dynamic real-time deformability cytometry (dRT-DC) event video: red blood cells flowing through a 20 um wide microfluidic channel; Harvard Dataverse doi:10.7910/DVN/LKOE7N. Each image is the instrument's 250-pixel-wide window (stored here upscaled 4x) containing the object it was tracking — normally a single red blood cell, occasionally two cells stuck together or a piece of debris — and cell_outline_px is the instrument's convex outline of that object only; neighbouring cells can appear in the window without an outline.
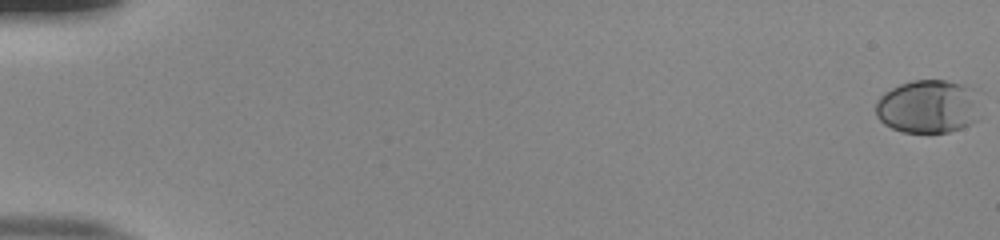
{"species": "human", "species_latin": "Homo sapiens", "temperature_condition": "room temperature", "stored_images_in_passage": 20, "camera_frame_rate_fps": 3000, "um_per_image_px": 0.085, "donor": {"sex": "male"}, "frame": {"image": 1, "passage_image": 1, "time_ms": 0.0, "image_size_px": [1000, 240], "cell_outline_px": [[976, 120], [960, 128], [948, 132], [904, 132], [892, 128], [884, 124], [876, 116], [876, 100], [884, 92], [900, 84], [912, 80], [944, 80], [960, 84], [972, 88]], "centroid_in_image_um": [78.77, 9.05], "position_along_channel_um": 6.2, "area_um2": 31.79}}
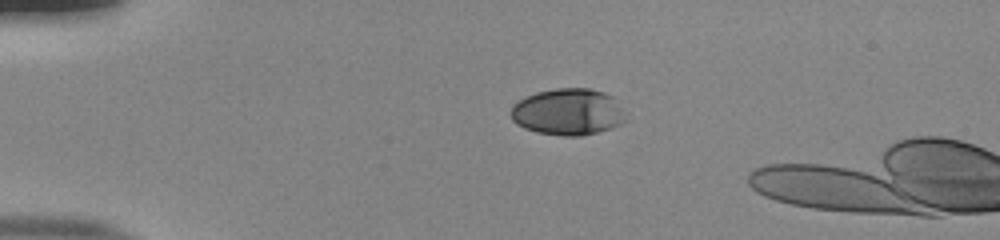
{"frame": {"image": 2, "passage_image": 14, "time_ms": 4.333, "image_size_px": [1000, 240], "cell_outline_px": [[628, 120], [612, 128], [580, 136], [564, 136], [536, 132], [524, 128], [516, 124], [512, 120], [512, 104], [536, 92], [556, 88], [588, 88], [604, 92], [612, 96], [624, 112]], "centroid_in_image_um": [48.29, 9.51], "position_along_channel_um": 36.7, "area_um2": 31.21}}